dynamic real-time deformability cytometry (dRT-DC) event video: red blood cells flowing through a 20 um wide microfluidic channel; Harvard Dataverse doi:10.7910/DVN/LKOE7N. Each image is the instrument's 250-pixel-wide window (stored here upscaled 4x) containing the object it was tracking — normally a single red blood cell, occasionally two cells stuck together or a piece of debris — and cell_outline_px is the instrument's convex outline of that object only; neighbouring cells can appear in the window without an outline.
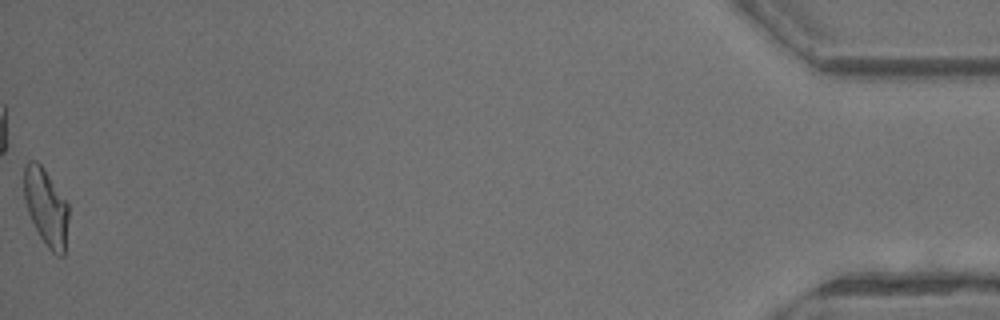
{"species": "common noctule bat (a hibernating species)", "species_latin": "Nyctalus noctula", "temperature_condition": "warm", "stored_images_in_passage": 40, "camera_frame_rate_fps": 3000, "um_per_image_px": 0.085, "animal": {"sex": "male", "body_mass_g": 13.3}, "frame": {"image": 1, "passage_image": 40, "time_ms": 13.0, "image_size_px": [1000, 320], "cell_outline_px": [[68, 220], [64, 256], [56, 256], [48, 248], [40, 236], [28, 212], [24, 200], [24, 164], [28, 160], [36, 160], [44, 168], [68, 204]], "centroid_in_image_um": [3.91, 17.59], "position_along_channel_um": 431.3, "area_um2": 19.94}}